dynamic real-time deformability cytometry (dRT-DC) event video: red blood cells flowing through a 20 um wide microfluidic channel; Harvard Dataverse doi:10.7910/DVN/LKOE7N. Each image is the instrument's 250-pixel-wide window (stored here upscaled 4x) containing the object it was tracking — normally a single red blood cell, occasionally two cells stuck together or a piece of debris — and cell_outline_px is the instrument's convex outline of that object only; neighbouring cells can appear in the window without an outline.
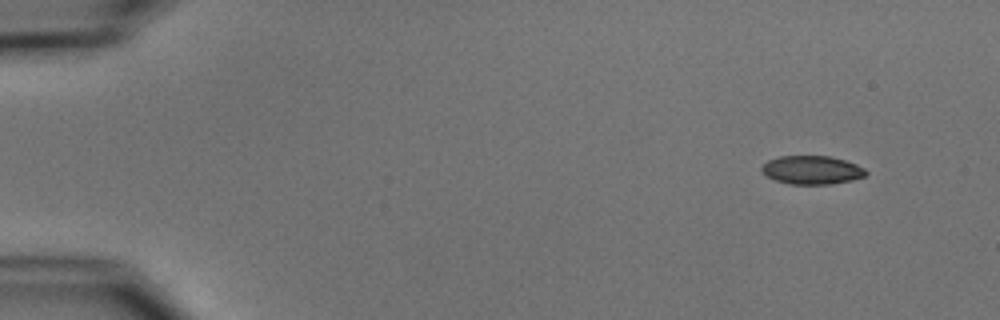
{"species": "common noctule bat (a hibernating species)", "species_latin": "Nyctalus noctula", "temperature_condition": "cold", "stored_images_in_passage": 3, "camera_frame_rate_fps": 3000, "um_per_image_px": 0.085, "animal": {"sex": "male", "body_mass_g": 15.6}, "frame": {"image": 1, "passage_image": 3, "time_ms": 2.667, "image_size_px": [1000, 320], "cell_outline_px": [[868, 172], [864, 176], [852, 180], [832, 184], [792, 184], [776, 180], [760, 172], [760, 168], [768, 160], [780, 156], [828, 156], [844, 160], [856, 164], [864, 168]], "centroid_in_image_um": [69.0, 14.45], "position_along_channel_um": 16.0, "area_um2": 17.22}}